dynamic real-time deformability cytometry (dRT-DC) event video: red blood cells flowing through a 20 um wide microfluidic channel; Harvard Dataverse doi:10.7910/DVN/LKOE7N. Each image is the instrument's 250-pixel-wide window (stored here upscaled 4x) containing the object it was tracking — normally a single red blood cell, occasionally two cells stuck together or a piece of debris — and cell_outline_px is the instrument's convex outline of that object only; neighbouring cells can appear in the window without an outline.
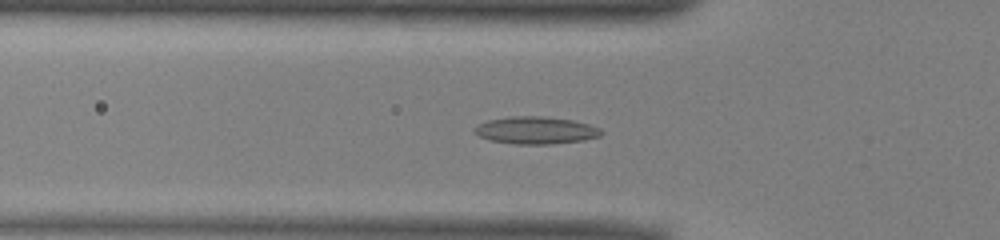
{"species": "common noctule bat (a hibernating species)", "species_latin": "Nyctalus noctula", "temperature_condition": "warm", "stored_images_in_passage": 47, "camera_frame_rate_fps": 3000, "um_per_image_px": 0.085, "animal": {"sex": "male", "body_mass_g": 13.0, "forearm_length_mm": 53.1}, "frame": {"image": 1, "passage_image": 16, "time_ms": 5.0, "image_size_px": [1000, 240], "cell_outline_px": [[604, 132], [600, 136], [584, 140], [552, 144], [516, 144], [488, 140], [472, 132], [472, 128], [488, 120], [508, 116], [544, 116], [572, 120], [588, 124], [600, 128]], "centroid_in_image_um": [45.53, 11.07], "position_along_channel_um": 80.3, "area_um2": 20.35}}
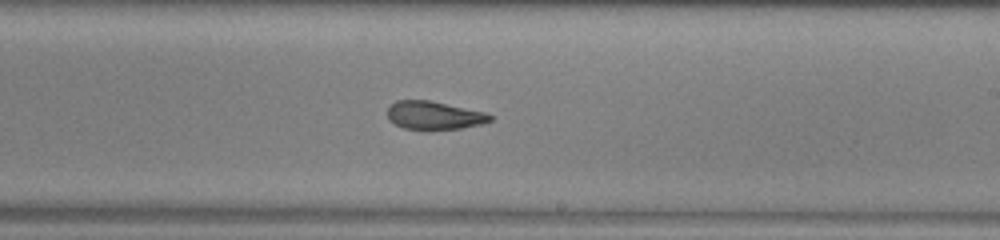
{"frame": {"image": 2, "passage_image": 29, "time_ms": 9.333, "image_size_px": [1000, 240], "cell_outline_px": [[492, 120], [480, 124], [460, 128], [404, 128], [388, 120], [388, 108], [396, 100], [428, 100], [484, 112], [492, 116]], "centroid_in_image_um": [36.87, 9.78], "position_along_channel_um": 252.1, "area_um2": 16.3}}
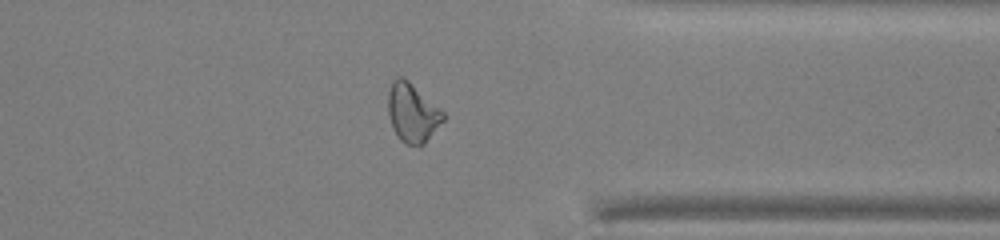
{"frame": {"image": 3, "passage_image": 39, "time_ms": 12.667, "image_size_px": [1000, 240], "cell_outline_px": [[444, 120], [424, 144], [420, 148], [408, 144], [400, 140], [392, 128], [388, 112], [388, 92], [392, 80], [396, 76], [400, 76], [408, 80], [440, 108], [444, 112]], "centroid_in_image_um": [35.04, 9.6], "position_along_channel_um": 376.4, "area_um2": 19.02}, "authors_computed_cell_mechanics": {"area_um2": 18.496, "velocity_mm_per_s": 3.9592, "shape_relaxation_time_tau1_ms": null, "shape_relaxation_time_tau2_ms": 2.6602, "deformation_change_tau1": null, "deformation_change_tau2": 0.093}}